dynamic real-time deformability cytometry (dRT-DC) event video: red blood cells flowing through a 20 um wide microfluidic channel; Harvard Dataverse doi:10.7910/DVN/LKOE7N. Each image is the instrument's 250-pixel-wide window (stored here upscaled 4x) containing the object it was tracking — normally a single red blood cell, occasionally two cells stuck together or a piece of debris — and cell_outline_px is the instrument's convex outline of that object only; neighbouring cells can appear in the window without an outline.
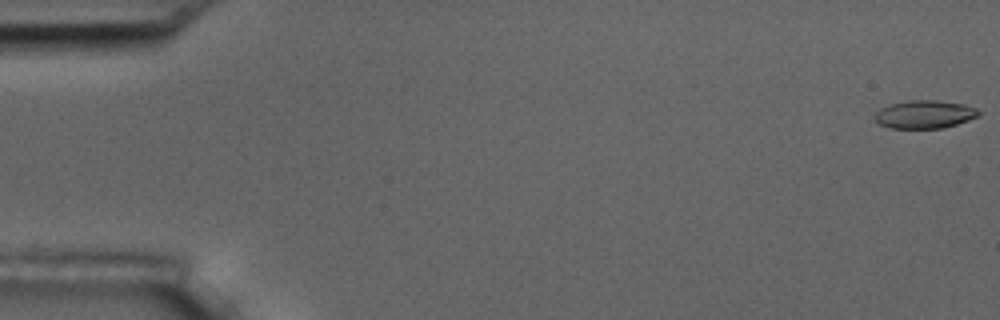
{"species": "common noctule bat (a hibernating species)", "species_latin": "Nyctalus noctula", "temperature_condition": "room temperature", "stored_images_in_passage": 11, "camera_frame_rate_fps": 3000, "um_per_image_px": 0.085, "animal": {"sex": "male", "body_mass_g": 17.5, "forearm_length_mm": 52.3}, "frame": {"image": 1, "passage_image": 1, "time_ms": 0.0, "image_size_px": [1000, 320], "cell_outline_px": [[980, 116], [956, 124], [940, 128], [888, 128], [880, 124], [876, 120], [876, 112], [880, 108], [892, 104], [908, 100], [936, 100], [964, 104], [976, 108], [980, 112]], "centroid_in_image_um": [78.61, 9.71], "position_along_channel_um": 6.4, "area_um2": 16.88}}